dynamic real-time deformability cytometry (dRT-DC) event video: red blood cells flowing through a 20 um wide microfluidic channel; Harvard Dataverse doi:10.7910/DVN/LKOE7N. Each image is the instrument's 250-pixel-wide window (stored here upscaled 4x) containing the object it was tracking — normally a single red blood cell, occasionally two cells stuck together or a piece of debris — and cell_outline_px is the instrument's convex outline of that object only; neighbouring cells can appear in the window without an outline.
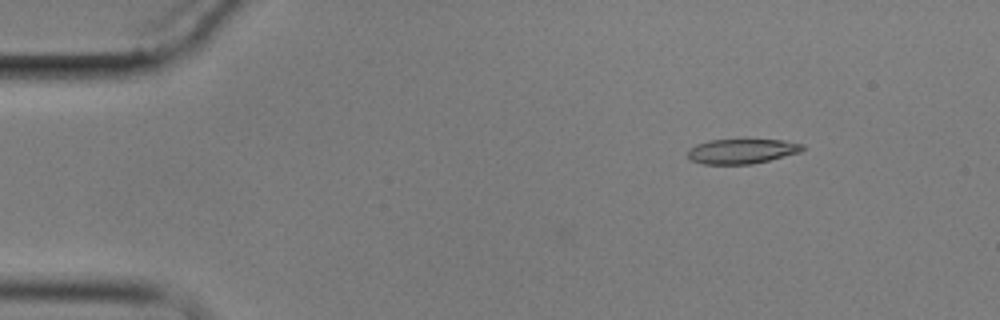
{"species": "common noctule bat (a hibernating species)", "species_latin": "Nyctalus noctula", "temperature_condition": "cold", "stored_images_in_passage": 4, "camera_frame_rate_fps": 3000, "um_per_image_px": 0.085, "animal": {"sex": "male", "body_mass_g": 17.9}, "frame": {"image": 1, "passage_image": 1, "time_ms": 0.0, "image_size_px": [1000, 320], "cell_outline_px": [[804, 148], [800, 152], [752, 164], [704, 164], [692, 160], [688, 156], [688, 148], [696, 144], [708, 140], [784, 140], [804, 144]], "centroid_in_image_um": [63.04, 12.85], "position_along_channel_um": 22.0, "area_um2": 16.47}}